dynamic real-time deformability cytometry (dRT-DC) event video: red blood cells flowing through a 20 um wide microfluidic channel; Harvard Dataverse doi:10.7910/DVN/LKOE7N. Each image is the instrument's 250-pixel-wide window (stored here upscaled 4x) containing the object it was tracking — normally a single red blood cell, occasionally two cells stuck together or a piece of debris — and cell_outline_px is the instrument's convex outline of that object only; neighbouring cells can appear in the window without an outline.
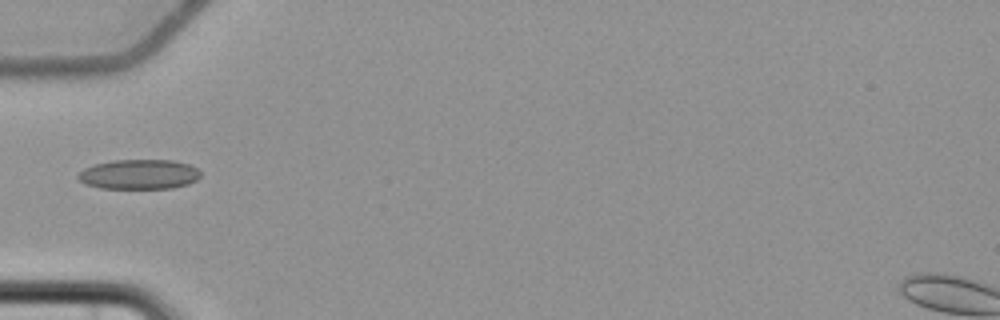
{"species": "common noctule bat (a hibernating species)", "species_latin": "Nyctalus noctula", "temperature_condition": "cold", "stored_images_in_passage": 2, "camera_frame_rate_fps": 3000, "um_per_image_px": 0.085, "animal": {"sex": "female", "body_mass_g": 22.7, "forearm_length_mm": 54.2}, "frame": {"image": 1, "passage_image": 2, "time_ms": 2.0, "image_size_px": [1000, 320], "cell_outline_px": [[200, 176], [196, 180], [188, 184], [172, 188], [100, 188], [84, 184], [76, 176], [84, 168], [92, 164], [112, 160], [172, 160], [188, 164], [196, 168], [200, 172]], "centroid_in_image_um": [11.79, 14.81], "position_along_channel_um": 73.2, "area_um2": 21.33}}